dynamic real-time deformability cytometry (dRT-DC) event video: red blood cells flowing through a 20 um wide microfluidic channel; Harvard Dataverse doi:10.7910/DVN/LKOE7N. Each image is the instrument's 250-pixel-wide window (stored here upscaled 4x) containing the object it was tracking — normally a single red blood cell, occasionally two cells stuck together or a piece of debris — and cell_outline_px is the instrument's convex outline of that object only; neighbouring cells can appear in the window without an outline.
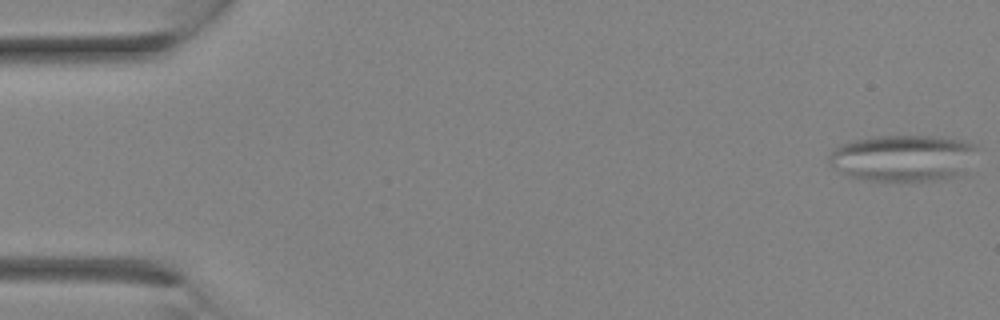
{"species": "Egyptian fruit bat (a non-hibernating species)", "species_latin": "Rousettus aegyptiacus", "temperature_condition": "room temperature", "stored_images_in_passage": 14, "camera_frame_rate_fps": 3000, "um_per_image_px": 0.085, "animal": {"sex": "female"}, "frame": {"image": 1, "passage_image": 1, "time_ms": 0.0, "image_size_px": [1000, 320], "cell_outline_px": [[976, 148], [964, 172], [960, 176], [936, 180], [868, 180], [848, 176], [832, 168], [828, 160], [828, 156], [840, 144], [872, 136], [936, 136], [972, 140], [976, 144]], "centroid_in_image_um": [76.77, 13.41], "position_along_channel_um": 8.2, "area_um2": 40.29}}
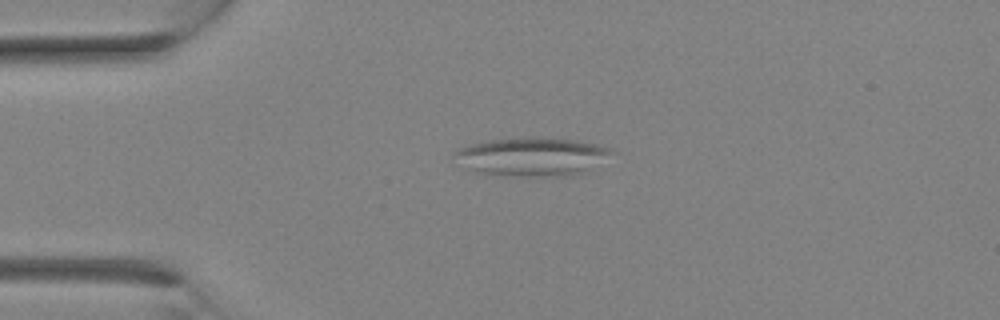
{"frame": {"image": 2, "passage_image": 7, "time_ms": 2.0, "image_size_px": [1000, 320], "cell_outline_px": [[616, 152], [584, 172], [572, 176], [520, 176], [480, 172], [468, 168], [452, 156], [452, 152], [460, 148], [484, 140], [524, 136], [536, 136], [576, 140], [596, 144], [612, 148]], "centroid_in_image_um": [45.24, 13.28], "position_along_channel_um": 39.8, "area_um2": 35.49}}